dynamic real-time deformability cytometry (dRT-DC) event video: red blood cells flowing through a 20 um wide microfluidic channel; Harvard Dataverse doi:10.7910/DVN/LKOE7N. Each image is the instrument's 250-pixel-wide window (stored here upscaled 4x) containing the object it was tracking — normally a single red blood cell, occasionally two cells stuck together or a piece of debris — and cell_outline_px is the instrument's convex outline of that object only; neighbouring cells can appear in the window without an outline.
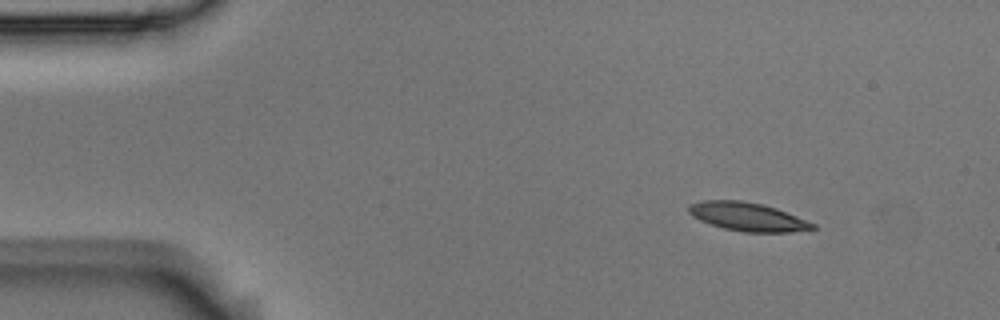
{"species": "Egyptian fruit bat (a non-hibernating species)", "species_latin": "Rousettus aegyptiacus", "temperature_condition": "room temperature", "stored_images_in_passage": 4, "camera_frame_rate_fps": 3000, "um_per_image_px": 0.085, "animal": {"sex": "male"}, "frame": {"image": 1, "passage_image": 1, "time_ms": 0.0, "image_size_px": [1000, 320], "cell_outline_px": [[816, 228], [792, 232], [744, 232], [724, 228], [700, 220], [692, 216], [688, 212], [688, 204], [704, 200], [740, 200], [760, 204], [776, 208], [816, 224]], "centroid_in_image_um": [63.53, 18.42], "position_along_channel_um": 21.5, "area_um2": 20.4}}
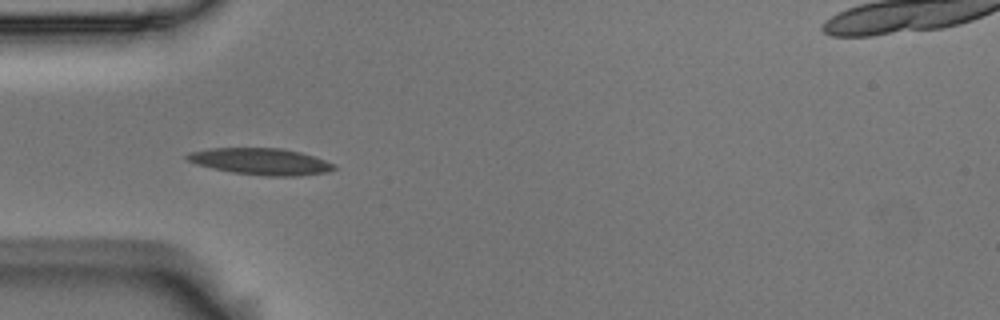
{"frame": {"image": 2, "passage_image": 4, "time_ms": 1.0, "image_size_px": [1000, 320], "cell_outline_px": [[336, 168], [328, 172], [296, 176], [264, 176], [232, 172], [212, 168], [196, 164], [188, 160], [184, 156], [188, 152], [208, 148], [284, 148], [300, 152], [336, 164]], "centroid_in_image_um": [22.15, 13.72], "position_along_channel_um": 62.9, "area_um2": 22.83}}